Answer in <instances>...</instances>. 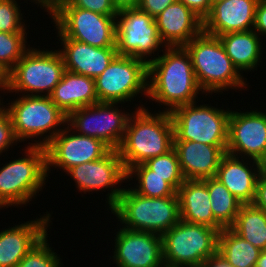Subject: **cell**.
<instances>
[{
    "instance_id": "484cf974",
    "label": "cell",
    "mask_w": 266,
    "mask_h": 267,
    "mask_svg": "<svg viewBox=\"0 0 266 267\" xmlns=\"http://www.w3.org/2000/svg\"><path fill=\"white\" fill-rule=\"evenodd\" d=\"M226 54L239 72L253 71L260 65L262 56L261 37L252 29L218 36Z\"/></svg>"
},
{
    "instance_id": "f6af8a7d",
    "label": "cell",
    "mask_w": 266,
    "mask_h": 267,
    "mask_svg": "<svg viewBox=\"0 0 266 267\" xmlns=\"http://www.w3.org/2000/svg\"><path fill=\"white\" fill-rule=\"evenodd\" d=\"M256 267H266V249L261 251Z\"/></svg>"
},
{
    "instance_id": "5bb4252c",
    "label": "cell",
    "mask_w": 266,
    "mask_h": 267,
    "mask_svg": "<svg viewBox=\"0 0 266 267\" xmlns=\"http://www.w3.org/2000/svg\"><path fill=\"white\" fill-rule=\"evenodd\" d=\"M73 178L76 188L86 192L99 191L100 189H111L106 196L107 205L111 209L119 200L123 187L118 185L127 179V171L123 165L117 150H111L101 159L75 165L65 172ZM115 186V187H114ZM114 187V188H113Z\"/></svg>"
},
{
    "instance_id": "5b68a950",
    "label": "cell",
    "mask_w": 266,
    "mask_h": 267,
    "mask_svg": "<svg viewBox=\"0 0 266 267\" xmlns=\"http://www.w3.org/2000/svg\"><path fill=\"white\" fill-rule=\"evenodd\" d=\"M24 151L23 158L0 167V209L30 203L46 184V148L27 145Z\"/></svg>"
},
{
    "instance_id": "d6986e66",
    "label": "cell",
    "mask_w": 266,
    "mask_h": 267,
    "mask_svg": "<svg viewBox=\"0 0 266 267\" xmlns=\"http://www.w3.org/2000/svg\"><path fill=\"white\" fill-rule=\"evenodd\" d=\"M257 3L258 0H222L212 4L209 15L203 21V31L218 37L252 30Z\"/></svg>"
},
{
    "instance_id": "d6a6232c",
    "label": "cell",
    "mask_w": 266,
    "mask_h": 267,
    "mask_svg": "<svg viewBox=\"0 0 266 267\" xmlns=\"http://www.w3.org/2000/svg\"><path fill=\"white\" fill-rule=\"evenodd\" d=\"M46 234L19 262L17 267H62L61 258L49 247Z\"/></svg>"
},
{
    "instance_id": "7a4b0ae2",
    "label": "cell",
    "mask_w": 266,
    "mask_h": 267,
    "mask_svg": "<svg viewBox=\"0 0 266 267\" xmlns=\"http://www.w3.org/2000/svg\"><path fill=\"white\" fill-rule=\"evenodd\" d=\"M143 106L131 113L117 149L126 171L173 148L174 126L170 112L151 114Z\"/></svg>"
},
{
    "instance_id": "9c48e42d",
    "label": "cell",
    "mask_w": 266,
    "mask_h": 267,
    "mask_svg": "<svg viewBox=\"0 0 266 267\" xmlns=\"http://www.w3.org/2000/svg\"><path fill=\"white\" fill-rule=\"evenodd\" d=\"M230 113L229 108L224 110L209 104L199 106L196 102L177 107L170 112L174 126L173 140L227 146Z\"/></svg>"
},
{
    "instance_id": "e0dca14e",
    "label": "cell",
    "mask_w": 266,
    "mask_h": 267,
    "mask_svg": "<svg viewBox=\"0 0 266 267\" xmlns=\"http://www.w3.org/2000/svg\"><path fill=\"white\" fill-rule=\"evenodd\" d=\"M112 256L117 267H165L162 237L143 231L118 229Z\"/></svg>"
},
{
    "instance_id": "ac0fdd59",
    "label": "cell",
    "mask_w": 266,
    "mask_h": 267,
    "mask_svg": "<svg viewBox=\"0 0 266 267\" xmlns=\"http://www.w3.org/2000/svg\"><path fill=\"white\" fill-rule=\"evenodd\" d=\"M40 217L0 232V267H17L24 256L48 233L51 215L47 213Z\"/></svg>"
},
{
    "instance_id": "44dd1931",
    "label": "cell",
    "mask_w": 266,
    "mask_h": 267,
    "mask_svg": "<svg viewBox=\"0 0 266 267\" xmlns=\"http://www.w3.org/2000/svg\"><path fill=\"white\" fill-rule=\"evenodd\" d=\"M155 22L166 47L184 46L203 31V21L179 1L166 7Z\"/></svg>"
},
{
    "instance_id": "f546056e",
    "label": "cell",
    "mask_w": 266,
    "mask_h": 267,
    "mask_svg": "<svg viewBox=\"0 0 266 267\" xmlns=\"http://www.w3.org/2000/svg\"><path fill=\"white\" fill-rule=\"evenodd\" d=\"M134 178L138 180L137 185L132 189L145 197L161 198L176 196L177 191L159 175L153 174L143 163L131 167L127 171V179L131 181ZM131 178V179H130Z\"/></svg>"
},
{
    "instance_id": "603a6c76",
    "label": "cell",
    "mask_w": 266,
    "mask_h": 267,
    "mask_svg": "<svg viewBox=\"0 0 266 267\" xmlns=\"http://www.w3.org/2000/svg\"><path fill=\"white\" fill-rule=\"evenodd\" d=\"M243 159L226 153L221 158L215 178L242 204H252L262 163L254 159Z\"/></svg>"
},
{
    "instance_id": "ba28073f",
    "label": "cell",
    "mask_w": 266,
    "mask_h": 267,
    "mask_svg": "<svg viewBox=\"0 0 266 267\" xmlns=\"http://www.w3.org/2000/svg\"><path fill=\"white\" fill-rule=\"evenodd\" d=\"M64 72V61L58 50L41 51L40 48L30 47L8 73V93L49 96Z\"/></svg>"
},
{
    "instance_id": "74e56055",
    "label": "cell",
    "mask_w": 266,
    "mask_h": 267,
    "mask_svg": "<svg viewBox=\"0 0 266 267\" xmlns=\"http://www.w3.org/2000/svg\"><path fill=\"white\" fill-rule=\"evenodd\" d=\"M191 9L202 21L209 15L211 0H177Z\"/></svg>"
},
{
    "instance_id": "8d00e7d4",
    "label": "cell",
    "mask_w": 266,
    "mask_h": 267,
    "mask_svg": "<svg viewBox=\"0 0 266 267\" xmlns=\"http://www.w3.org/2000/svg\"><path fill=\"white\" fill-rule=\"evenodd\" d=\"M176 1L177 0H140L138 8L155 18L162 13L166 7Z\"/></svg>"
},
{
    "instance_id": "ee69618b",
    "label": "cell",
    "mask_w": 266,
    "mask_h": 267,
    "mask_svg": "<svg viewBox=\"0 0 266 267\" xmlns=\"http://www.w3.org/2000/svg\"><path fill=\"white\" fill-rule=\"evenodd\" d=\"M2 89L4 90L3 92L6 93L9 89V78H8V72L5 71L1 66H0V90L2 91ZM1 98V96H0ZM1 101V99H0Z\"/></svg>"
},
{
    "instance_id": "d4e9b609",
    "label": "cell",
    "mask_w": 266,
    "mask_h": 267,
    "mask_svg": "<svg viewBox=\"0 0 266 267\" xmlns=\"http://www.w3.org/2000/svg\"><path fill=\"white\" fill-rule=\"evenodd\" d=\"M49 97L66 115L99 102L95 90V79L68 70H65L61 81Z\"/></svg>"
},
{
    "instance_id": "bcb514c9",
    "label": "cell",
    "mask_w": 266,
    "mask_h": 267,
    "mask_svg": "<svg viewBox=\"0 0 266 267\" xmlns=\"http://www.w3.org/2000/svg\"><path fill=\"white\" fill-rule=\"evenodd\" d=\"M262 168L266 170V159L262 162Z\"/></svg>"
},
{
    "instance_id": "f35d334b",
    "label": "cell",
    "mask_w": 266,
    "mask_h": 267,
    "mask_svg": "<svg viewBox=\"0 0 266 267\" xmlns=\"http://www.w3.org/2000/svg\"><path fill=\"white\" fill-rule=\"evenodd\" d=\"M252 204L266 212V170L263 168L257 180L255 198Z\"/></svg>"
},
{
    "instance_id": "30bf717a",
    "label": "cell",
    "mask_w": 266,
    "mask_h": 267,
    "mask_svg": "<svg viewBox=\"0 0 266 267\" xmlns=\"http://www.w3.org/2000/svg\"><path fill=\"white\" fill-rule=\"evenodd\" d=\"M58 31L67 37L95 47H115L116 16L71 6L66 0L50 16Z\"/></svg>"
},
{
    "instance_id": "9a60e30c",
    "label": "cell",
    "mask_w": 266,
    "mask_h": 267,
    "mask_svg": "<svg viewBox=\"0 0 266 267\" xmlns=\"http://www.w3.org/2000/svg\"><path fill=\"white\" fill-rule=\"evenodd\" d=\"M45 148L47 177L52 166L66 172L75 165L101 159L112 150L100 139L75 134V131L68 126L62 129Z\"/></svg>"
},
{
    "instance_id": "7c38bea8",
    "label": "cell",
    "mask_w": 266,
    "mask_h": 267,
    "mask_svg": "<svg viewBox=\"0 0 266 267\" xmlns=\"http://www.w3.org/2000/svg\"><path fill=\"white\" fill-rule=\"evenodd\" d=\"M115 47L118 55L153 60L152 54L166 45L160 40L155 18L138 7L119 10L116 15ZM152 59H147L150 57Z\"/></svg>"
},
{
    "instance_id": "836d02e7",
    "label": "cell",
    "mask_w": 266,
    "mask_h": 267,
    "mask_svg": "<svg viewBox=\"0 0 266 267\" xmlns=\"http://www.w3.org/2000/svg\"><path fill=\"white\" fill-rule=\"evenodd\" d=\"M22 16L16 0H0V32L27 33Z\"/></svg>"
},
{
    "instance_id": "6da1fadb",
    "label": "cell",
    "mask_w": 266,
    "mask_h": 267,
    "mask_svg": "<svg viewBox=\"0 0 266 267\" xmlns=\"http://www.w3.org/2000/svg\"><path fill=\"white\" fill-rule=\"evenodd\" d=\"M165 50V51H164ZM164 53L148 62L147 97L168 106L165 112L195 103L200 89L190 54L183 46L165 47ZM150 80V81H149Z\"/></svg>"
},
{
    "instance_id": "2e32d148",
    "label": "cell",
    "mask_w": 266,
    "mask_h": 267,
    "mask_svg": "<svg viewBox=\"0 0 266 267\" xmlns=\"http://www.w3.org/2000/svg\"><path fill=\"white\" fill-rule=\"evenodd\" d=\"M226 153L261 163L266 159V112L231 110Z\"/></svg>"
},
{
    "instance_id": "ffe728a7",
    "label": "cell",
    "mask_w": 266,
    "mask_h": 267,
    "mask_svg": "<svg viewBox=\"0 0 266 267\" xmlns=\"http://www.w3.org/2000/svg\"><path fill=\"white\" fill-rule=\"evenodd\" d=\"M180 169L185 180H204L216 176L227 146H215L195 141L173 140Z\"/></svg>"
},
{
    "instance_id": "b9f144b4",
    "label": "cell",
    "mask_w": 266,
    "mask_h": 267,
    "mask_svg": "<svg viewBox=\"0 0 266 267\" xmlns=\"http://www.w3.org/2000/svg\"><path fill=\"white\" fill-rule=\"evenodd\" d=\"M34 2V4L36 3V5L40 4V8L46 10V12L49 13V15L51 16L58 8L59 6L62 4V2L64 0H32ZM43 7V8H42Z\"/></svg>"
},
{
    "instance_id": "4dcf8cb0",
    "label": "cell",
    "mask_w": 266,
    "mask_h": 267,
    "mask_svg": "<svg viewBox=\"0 0 266 267\" xmlns=\"http://www.w3.org/2000/svg\"><path fill=\"white\" fill-rule=\"evenodd\" d=\"M153 174L164 178L176 191L184 183L177 152L174 148L166 154L150 158L143 163Z\"/></svg>"
},
{
    "instance_id": "83f0119b",
    "label": "cell",
    "mask_w": 266,
    "mask_h": 267,
    "mask_svg": "<svg viewBox=\"0 0 266 267\" xmlns=\"http://www.w3.org/2000/svg\"><path fill=\"white\" fill-rule=\"evenodd\" d=\"M230 228L261 251L266 249V212L263 209L242 204Z\"/></svg>"
},
{
    "instance_id": "f1b7e54d",
    "label": "cell",
    "mask_w": 266,
    "mask_h": 267,
    "mask_svg": "<svg viewBox=\"0 0 266 267\" xmlns=\"http://www.w3.org/2000/svg\"><path fill=\"white\" fill-rule=\"evenodd\" d=\"M203 181L209 190L215 220L223 228H230L235 222L242 203L217 178H207Z\"/></svg>"
},
{
    "instance_id": "e575fe53",
    "label": "cell",
    "mask_w": 266,
    "mask_h": 267,
    "mask_svg": "<svg viewBox=\"0 0 266 267\" xmlns=\"http://www.w3.org/2000/svg\"><path fill=\"white\" fill-rule=\"evenodd\" d=\"M71 6L103 15L116 16L118 11L111 0H66Z\"/></svg>"
},
{
    "instance_id": "7402d4cb",
    "label": "cell",
    "mask_w": 266,
    "mask_h": 267,
    "mask_svg": "<svg viewBox=\"0 0 266 267\" xmlns=\"http://www.w3.org/2000/svg\"><path fill=\"white\" fill-rule=\"evenodd\" d=\"M60 52L65 70L96 78L101 75L112 60L118 55L116 47H95L67 37H59Z\"/></svg>"
},
{
    "instance_id": "3957f363",
    "label": "cell",
    "mask_w": 266,
    "mask_h": 267,
    "mask_svg": "<svg viewBox=\"0 0 266 267\" xmlns=\"http://www.w3.org/2000/svg\"><path fill=\"white\" fill-rule=\"evenodd\" d=\"M183 47L190 54L196 81L204 94L243 89L248 85L226 54L219 37L202 31Z\"/></svg>"
},
{
    "instance_id": "7dc6e473",
    "label": "cell",
    "mask_w": 266,
    "mask_h": 267,
    "mask_svg": "<svg viewBox=\"0 0 266 267\" xmlns=\"http://www.w3.org/2000/svg\"><path fill=\"white\" fill-rule=\"evenodd\" d=\"M219 1H222V0H211V4H214V3L219 2Z\"/></svg>"
},
{
    "instance_id": "8992f818",
    "label": "cell",
    "mask_w": 266,
    "mask_h": 267,
    "mask_svg": "<svg viewBox=\"0 0 266 267\" xmlns=\"http://www.w3.org/2000/svg\"><path fill=\"white\" fill-rule=\"evenodd\" d=\"M3 107L11 118L14 134L19 142L43 136L42 141L40 138V141L34 140V143L28 144L45 147L62 128L66 127L67 115L51 101L49 96L21 95Z\"/></svg>"
},
{
    "instance_id": "4316f807",
    "label": "cell",
    "mask_w": 266,
    "mask_h": 267,
    "mask_svg": "<svg viewBox=\"0 0 266 267\" xmlns=\"http://www.w3.org/2000/svg\"><path fill=\"white\" fill-rule=\"evenodd\" d=\"M217 252L234 267H256L261 250L231 228H223L218 234Z\"/></svg>"
},
{
    "instance_id": "cb8c5ba5",
    "label": "cell",
    "mask_w": 266,
    "mask_h": 267,
    "mask_svg": "<svg viewBox=\"0 0 266 267\" xmlns=\"http://www.w3.org/2000/svg\"><path fill=\"white\" fill-rule=\"evenodd\" d=\"M177 196L180 220L206 225L219 232L223 229L213 216L209 190L203 180H185L178 188Z\"/></svg>"
},
{
    "instance_id": "277c9868",
    "label": "cell",
    "mask_w": 266,
    "mask_h": 267,
    "mask_svg": "<svg viewBox=\"0 0 266 267\" xmlns=\"http://www.w3.org/2000/svg\"><path fill=\"white\" fill-rule=\"evenodd\" d=\"M122 227L132 231L162 236L180 221L178 196L150 198L123 189L118 202L110 209Z\"/></svg>"
},
{
    "instance_id": "60d3db41",
    "label": "cell",
    "mask_w": 266,
    "mask_h": 267,
    "mask_svg": "<svg viewBox=\"0 0 266 267\" xmlns=\"http://www.w3.org/2000/svg\"><path fill=\"white\" fill-rule=\"evenodd\" d=\"M203 267H234L229 264L223 256L216 252L213 256L209 257L203 262Z\"/></svg>"
},
{
    "instance_id": "ab89813d",
    "label": "cell",
    "mask_w": 266,
    "mask_h": 267,
    "mask_svg": "<svg viewBox=\"0 0 266 267\" xmlns=\"http://www.w3.org/2000/svg\"><path fill=\"white\" fill-rule=\"evenodd\" d=\"M253 30L260 36H266V1H258L255 9Z\"/></svg>"
},
{
    "instance_id": "8fae6325",
    "label": "cell",
    "mask_w": 266,
    "mask_h": 267,
    "mask_svg": "<svg viewBox=\"0 0 266 267\" xmlns=\"http://www.w3.org/2000/svg\"><path fill=\"white\" fill-rule=\"evenodd\" d=\"M147 76L148 63L144 60L117 55L95 78L99 102L123 104L131 102L137 94L147 96Z\"/></svg>"
},
{
    "instance_id": "52a82bcc",
    "label": "cell",
    "mask_w": 266,
    "mask_h": 267,
    "mask_svg": "<svg viewBox=\"0 0 266 267\" xmlns=\"http://www.w3.org/2000/svg\"><path fill=\"white\" fill-rule=\"evenodd\" d=\"M217 229L180 220L162 237L165 267L201 266L217 252Z\"/></svg>"
},
{
    "instance_id": "7bdbcfd3",
    "label": "cell",
    "mask_w": 266,
    "mask_h": 267,
    "mask_svg": "<svg viewBox=\"0 0 266 267\" xmlns=\"http://www.w3.org/2000/svg\"><path fill=\"white\" fill-rule=\"evenodd\" d=\"M117 11L127 8L138 7L140 0H111Z\"/></svg>"
},
{
    "instance_id": "d590c367",
    "label": "cell",
    "mask_w": 266,
    "mask_h": 267,
    "mask_svg": "<svg viewBox=\"0 0 266 267\" xmlns=\"http://www.w3.org/2000/svg\"><path fill=\"white\" fill-rule=\"evenodd\" d=\"M16 142L19 143L13 131L11 118L3 109L0 112V154L8 151Z\"/></svg>"
},
{
    "instance_id": "4fadbf2b",
    "label": "cell",
    "mask_w": 266,
    "mask_h": 267,
    "mask_svg": "<svg viewBox=\"0 0 266 267\" xmlns=\"http://www.w3.org/2000/svg\"><path fill=\"white\" fill-rule=\"evenodd\" d=\"M118 104L98 102L74 110L67 115L66 126L79 135L100 139L112 150H117L131 116L118 109Z\"/></svg>"
},
{
    "instance_id": "1f68e13d",
    "label": "cell",
    "mask_w": 266,
    "mask_h": 267,
    "mask_svg": "<svg viewBox=\"0 0 266 267\" xmlns=\"http://www.w3.org/2000/svg\"><path fill=\"white\" fill-rule=\"evenodd\" d=\"M26 40L27 33L0 32V66L8 73L30 48Z\"/></svg>"
},
{
    "instance_id": "c3c4849f",
    "label": "cell",
    "mask_w": 266,
    "mask_h": 267,
    "mask_svg": "<svg viewBox=\"0 0 266 267\" xmlns=\"http://www.w3.org/2000/svg\"><path fill=\"white\" fill-rule=\"evenodd\" d=\"M1 105H2V107H1ZM3 109H4V107H3V102L1 103V101H0V112H1Z\"/></svg>"
}]
</instances>
